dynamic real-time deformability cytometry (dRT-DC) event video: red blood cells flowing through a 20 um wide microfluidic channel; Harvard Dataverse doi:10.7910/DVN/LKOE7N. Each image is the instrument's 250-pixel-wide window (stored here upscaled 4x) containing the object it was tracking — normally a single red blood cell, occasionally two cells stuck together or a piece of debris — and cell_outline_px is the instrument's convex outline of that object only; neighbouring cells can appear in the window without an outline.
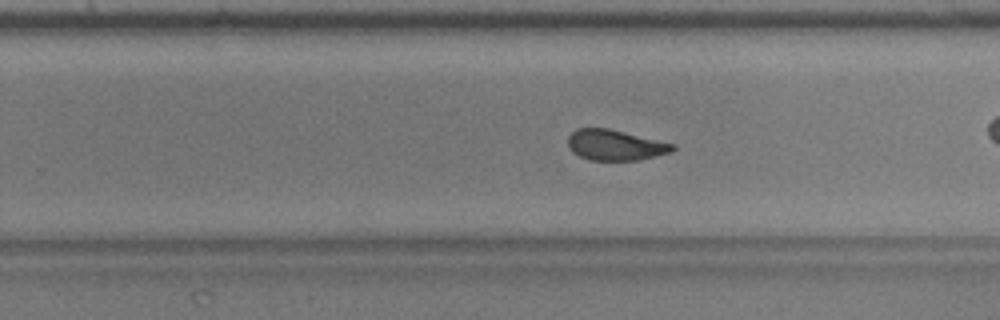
{"species": "common noctule bat (a hibernating species)", "species_latin": "Nyctalus noctula", "temperature_condition": "warm", "stored_images_in_passage": 35, "camera_frame_rate_fps": 3000, "um_per_image_px": 0.085, "animal": {"sex": "male", "body_mass_g": 17.9, "forearm_length_mm": 54.2}, "frame": {"image": 1, "passage_image": 16, "time_ms": 5.0, "image_size_px": [1000, 320], "cell_outline_px": [[676, 148], [672, 152], [656, 156], [636, 160], [588, 160], [572, 152], [568, 144], [568, 136], [576, 128], [608, 128], [676, 144]], "centroid_in_image_um": [52.3, 12.33], "position_along_channel_um": 277.5, "area_um2": 18.73}, "authors_computed_cell_mechanics": {"area_um2": 19.9988, "velocity_mm_per_s": 3.9424, "shape_relaxation_time_tau1_ms": 5.9523, "shape_relaxation_time_tau2_ms": 1.0362, "deformation_change_tau1": 0.1567, "deformation_change_tau2": 0.0537}}